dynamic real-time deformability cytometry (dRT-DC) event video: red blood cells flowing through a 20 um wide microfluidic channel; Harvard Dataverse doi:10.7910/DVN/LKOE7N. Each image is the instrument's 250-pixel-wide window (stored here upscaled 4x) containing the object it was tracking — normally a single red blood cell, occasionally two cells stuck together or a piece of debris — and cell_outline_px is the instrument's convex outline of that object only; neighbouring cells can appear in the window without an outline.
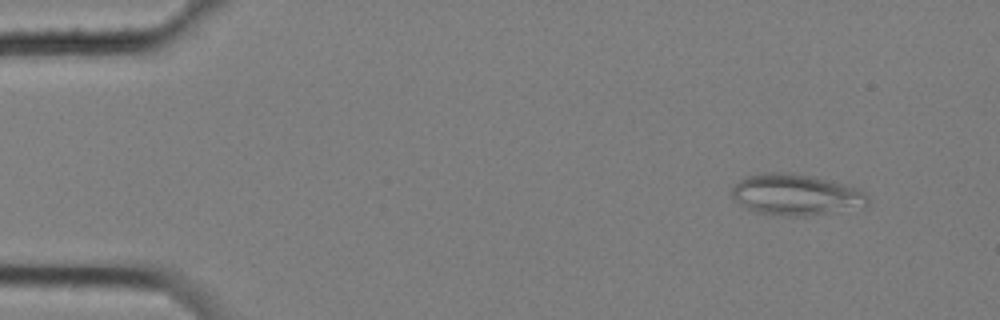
{"species": "common noctule bat (a hibernating species)", "species_latin": "Nyctalus noctula", "temperature_condition": "cold", "stored_images_in_passage": 3, "camera_frame_rate_fps": 3000, "um_per_image_px": 0.085, "animal": {"sex": "female", "body_mass_g": 25.1}, "frame": {"image": 1, "passage_image": 1, "time_ms": 0.0, "image_size_px": [1000, 320], "cell_outline_px": [[868, 204], [864, 208], [804, 216], [796, 216], [756, 212], [740, 204], [732, 196], [732, 188], [744, 176], [760, 172], [788, 172], [812, 176], [860, 188], [868, 196]], "centroid_in_image_um": [67.69, 16.53], "position_along_channel_um": 17.3, "area_um2": 32.71}}